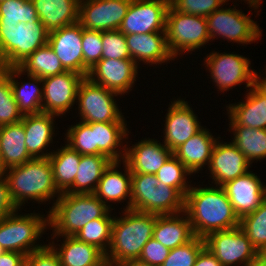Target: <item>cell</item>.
<instances>
[{
  "label": "cell",
  "instance_id": "9",
  "mask_svg": "<svg viewBox=\"0 0 266 266\" xmlns=\"http://www.w3.org/2000/svg\"><path fill=\"white\" fill-rule=\"evenodd\" d=\"M233 7H221L206 17L211 42L223 38L227 42L242 44L243 46L260 40L262 30L250 15Z\"/></svg>",
  "mask_w": 266,
  "mask_h": 266
},
{
  "label": "cell",
  "instance_id": "24",
  "mask_svg": "<svg viewBox=\"0 0 266 266\" xmlns=\"http://www.w3.org/2000/svg\"><path fill=\"white\" fill-rule=\"evenodd\" d=\"M244 99L227 104L228 126L266 129V96L253 85L247 89Z\"/></svg>",
  "mask_w": 266,
  "mask_h": 266
},
{
  "label": "cell",
  "instance_id": "1",
  "mask_svg": "<svg viewBox=\"0 0 266 266\" xmlns=\"http://www.w3.org/2000/svg\"><path fill=\"white\" fill-rule=\"evenodd\" d=\"M211 186H207V185ZM193 185L185 196V212L195 236L205 238L215 231L239 227L240 219L224 189L210 183Z\"/></svg>",
  "mask_w": 266,
  "mask_h": 266
},
{
  "label": "cell",
  "instance_id": "51",
  "mask_svg": "<svg viewBox=\"0 0 266 266\" xmlns=\"http://www.w3.org/2000/svg\"><path fill=\"white\" fill-rule=\"evenodd\" d=\"M26 255L13 251H4L0 255V266H25Z\"/></svg>",
  "mask_w": 266,
  "mask_h": 266
},
{
  "label": "cell",
  "instance_id": "58",
  "mask_svg": "<svg viewBox=\"0 0 266 266\" xmlns=\"http://www.w3.org/2000/svg\"><path fill=\"white\" fill-rule=\"evenodd\" d=\"M4 252L3 248L0 246V255Z\"/></svg>",
  "mask_w": 266,
  "mask_h": 266
},
{
  "label": "cell",
  "instance_id": "55",
  "mask_svg": "<svg viewBox=\"0 0 266 266\" xmlns=\"http://www.w3.org/2000/svg\"><path fill=\"white\" fill-rule=\"evenodd\" d=\"M119 266H153V265H150L149 263L143 262L139 259H133L125 261Z\"/></svg>",
  "mask_w": 266,
  "mask_h": 266
},
{
  "label": "cell",
  "instance_id": "13",
  "mask_svg": "<svg viewBox=\"0 0 266 266\" xmlns=\"http://www.w3.org/2000/svg\"><path fill=\"white\" fill-rule=\"evenodd\" d=\"M84 76L74 71L48 76L42 79V112L65 116L73 108L77 91Z\"/></svg>",
  "mask_w": 266,
  "mask_h": 266
},
{
  "label": "cell",
  "instance_id": "7",
  "mask_svg": "<svg viewBox=\"0 0 266 266\" xmlns=\"http://www.w3.org/2000/svg\"><path fill=\"white\" fill-rule=\"evenodd\" d=\"M165 33L168 49L175 59L211 42L206 17L181 13L171 5L166 14Z\"/></svg>",
  "mask_w": 266,
  "mask_h": 266
},
{
  "label": "cell",
  "instance_id": "37",
  "mask_svg": "<svg viewBox=\"0 0 266 266\" xmlns=\"http://www.w3.org/2000/svg\"><path fill=\"white\" fill-rule=\"evenodd\" d=\"M158 183L155 174L131 173V209L152 214V193Z\"/></svg>",
  "mask_w": 266,
  "mask_h": 266
},
{
  "label": "cell",
  "instance_id": "31",
  "mask_svg": "<svg viewBox=\"0 0 266 266\" xmlns=\"http://www.w3.org/2000/svg\"><path fill=\"white\" fill-rule=\"evenodd\" d=\"M39 20L50 32L79 21L80 0H31Z\"/></svg>",
  "mask_w": 266,
  "mask_h": 266
},
{
  "label": "cell",
  "instance_id": "20",
  "mask_svg": "<svg viewBox=\"0 0 266 266\" xmlns=\"http://www.w3.org/2000/svg\"><path fill=\"white\" fill-rule=\"evenodd\" d=\"M48 44L67 71L83 75L82 26L79 22L50 31Z\"/></svg>",
  "mask_w": 266,
  "mask_h": 266
},
{
  "label": "cell",
  "instance_id": "32",
  "mask_svg": "<svg viewBox=\"0 0 266 266\" xmlns=\"http://www.w3.org/2000/svg\"><path fill=\"white\" fill-rule=\"evenodd\" d=\"M111 162L105 155H81L74 183L65 193L94 194L99 180Z\"/></svg>",
  "mask_w": 266,
  "mask_h": 266
},
{
  "label": "cell",
  "instance_id": "54",
  "mask_svg": "<svg viewBox=\"0 0 266 266\" xmlns=\"http://www.w3.org/2000/svg\"><path fill=\"white\" fill-rule=\"evenodd\" d=\"M229 1H231V0H228V2ZM236 1H238L239 2V0H236ZM242 1V0H241ZM246 4H249L248 5V7L250 8V9H252V10H250V12L251 11H253L254 10V12H256L257 14L256 15H259L260 16V14H259V12H260V10H259V7L261 6V3H263L261 0H243ZM258 9V10H257ZM256 10V11H255Z\"/></svg>",
  "mask_w": 266,
  "mask_h": 266
},
{
  "label": "cell",
  "instance_id": "21",
  "mask_svg": "<svg viewBox=\"0 0 266 266\" xmlns=\"http://www.w3.org/2000/svg\"><path fill=\"white\" fill-rule=\"evenodd\" d=\"M121 164L124 166V173L120 171ZM94 194L110 210H115L111 203L116 204V202L123 203L125 201L127 205L124 206L123 210L131 209V171L123 160L110 163L99 180Z\"/></svg>",
  "mask_w": 266,
  "mask_h": 266
},
{
  "label": "cell",
  "instance_id": "26",
  "mask_svg": "<svg viewBox=\"0 0 266 266\" xmlns=\"http://www.w3.org/2000/svg\"><path fill=\"white\" fill-rule=\"evenodd\" d=\"M0 70L10 79L14 99L22 115L42 112V78L25 74L18 66H9ZM22 75H27L25 78L29 81L20 83L18 79H21Z\"/></svg>",
  "mask_w": 266,
  "mask_h": 266
},
{
  "label": "cell",
  "instance_id": "44",
  "mask_svg": "<svg viewBox=\"0 0 266 266\" xmlns=\"http://www.w3.org/2000/svg\"><path fill=\"white\" fill-rule=\"evenodd\" d=\"M82 49L83 76L87 77L89 70L102 59V32L82 27Z\"/></svg>",
  "mask_w": 266,
  "mask_h": 266
},
{
  "label": "cell",
  "instance_id": "19",
  "mask_svg": "<svg viewBox=\"0 0 266 266\" xmlns=\"http://www.w3.org/2000/svg\"><path fill=\"white\" fill-rule=\"evenodd\" d=\"M131 145L126 143L123 159L131 173L156 174L173 154L163 142L155 138H144Z\"/></svg>",
  "mask_w": 266,
  "mask_h": 266
},
{
  "label": "cell",
  "instance_id": "43",
  "mask_svg": "<svg viewBox=\"0 0 266 266\" xmlns=\"http://www.w3.org/2000/svg\"><path fill=\"white\" fill-rule=\"evenodd\" d=\"M23 118L14 99L10 79L0 70V127L20 122Z\"/></svg>",
  "mask_w": 266,
  "mask_h": 266
},
{
  "label": "cell",
  "instance_id": "3",
  "mask_svg": "<svg viewBox=\"0 0 266 266\" xmlns=\"http://www.w3.org/2000/svg\"><path fill=\"white\" fill-rule=\"evenodd\" d=\"M121 210L112 223L111 243L105 254L107 266L139 259L144 245L153 237L157 214ZM122 215V216H121Z\"/></svg>",
  "mask_w": 266,
  "mask_h": 266
},
{
  "label": "cell",
  "instance_id": "45",
  "mask_svg": "<svg viewBox=\"0 0 266 266\" xmlns=\"http://www.w3.org/2000/svg\"><path fill=\"white\" fill-rule=\"evenodd\" d=\"M204 247V238L195 236L186 244L170 249L162 266H194L197 255Z\"/></svg>",
  "mask_w": 266,
  "mask_h": 266
},
{
  "label": "cell",
  "instance_id": "30",
  "mask_svg": "<svg viewBox=\"0 0 266 266\" xmlns=\"http://www.w3.org/2000/svg\"><path fill=\"white\" fill-rule=\"evenodd\" d=\"M23 123L17 122L0 127V171L21 165L33 157L25 144Z\"/></svg>",
  "mask_w": 266,
  "mask_h": 266
},
{
  "label": "cell",
  "instance_id": "38",
  "mask_svg": "<svg viewBox=\"0 0 266 266\" xmlns=\"http://www.w3.org/2000/svg\"><path fill=\"white\" fill-rule=\"evenodd\" d=\"M155 176L159 182L176 188L185 197L192 186L188 176L194 175L172 154Z\"/></svg>",
  "mask_w": 266,
  "mask_h": 266
},
{
  "label": "cell",
  "instance_id": "46",
  "mask_svg": "<svg viewBox=\"0 0 266 266\" xmlns=\"http://www.w3.org/2000/svg\"><path fill=\"white\" fill-rule=\"evenodd\" d=\"M102 59H131L125 34L119 30L102 32Z\"/></svg>",
  "mask_w": 266,
  "mask_h": 266
},
{
  "label": "cell",
  "instance_id": "36",
  "mask_svg": "<svg viewBox=\"0 0 266 266\" xmlns=\"http://www.w3.org/2000/svg\"><path fill=\"white\" fill-rule=\"evenodd\" d=\"M110 210L103 218L94 219L82 227L74 236L85 243L92 244L105 254L111 243L112 223L115 213Z\"/></svg>",
  "mask_w": 266,
  "mask_h": 266
},
{
  "label": "cell",
  "instance_id": "5",
  "mask_svg": "<svg viewBox=\"0 0 266 266\" xmlns=\"http://www.w3.org/2000/svg\"><path fill=\"white\" fill-rule=\"evenodd\" d=\"M17 209L0 220V246L4 251L28 255L40 250L46 244H39L41 237L49 230L48 213L20 214ZM38 242V243H37Z\"/></svg>",
  "mask_w": 266,
  "mask_h": 266
},
{
  "label": "cell",
  "instance_id": "6",
  "mask_svg": "<svg viewBox=\"0 0 266 266\" xmlns=\"http://www.w3.org/2000/svg\"><path fill=\"white\" fill-rule=\"evenodd\" d=\"M49 31L38 19L35 23L0 25V69L18 66L38 48L48 43Z\"/></svg>",
  "mask_w": 266,
  "mask_h": 266
},
{
  "label": "cell",
  "instance_id": "22",
  "mask_svg": "<svg viewBox=\"0 0 266 266\" xmlns=\"http://www.w3.org/2000/svg\"><path fill=\"white\" fill-rule=\"evenodd\" d=\"M131 59L140 66L157 64L160 66L175 61L171 55L165 32L125 35ZM141 62V63H140Z\"/></svg>",
  "mask_w": 266,
  "mask_h": 266
},
{
  "label": "cell",
  "instance_id": "29",
  "mask_svg": "<svg viewBox=\"0 0 266 266\" xmlns=\"http://www.w3.org/2000/svg\"><path fill=\"white\" fill-rule=\"evenodd\" d=\"M195 237L185 211L177 214L158 215L153 229V238L163 246L174 249Z\"/></svg>",
  "mask_w": 266,
  "mask_h": 266
},
{
  "label": "cell",
  "instance_id": "2",
  "mask_svg": "<svg viewBox=\"0 0 266 266\" xmlns=\"http://www.w3.org/2000/svg\"><path fill=\"white\" fill-rule=\"evenodd\" d=\"M3 174L17 209L22 210V206H25L28 200L38 204L49 202L48 204L54 205L61 196L54 183L49 158H33L21 165L5 169Z\"/></svg>",
  "mask_w": 266,
  "mask_h": 266
},
{
  "label": "cell",
  "instance_id": "33",
  "mask_svg": "<svg viewBox=\"0 0 266 266\" xmlns=\"http://www.w3.org/2000/svg\"><path fill=\"white\" fill-rule=\"evenodd\" d=\"M53 169V179L60 193H65L74 183L81 154L68 144L53 150L48 157Z\"/></svg>",
  "mask_w": 266,
  "mask_h": 266
},
{
  "label": "cell",
  "instance_id": "35",
  "mask_svg": "<svg viewBox=\"0 0 266 266\" xmlns=\"http://www.w3.org/2000/svg\"><path fill=\"white\" fill-rule=\"evenodd\" d=\"M18 67L25 74L34 75L42 79L67 71L48 43L35 50Z\"/></svg>",
  "mask_w": 266,
  "mask_h": 266
},
{
  "label": "cell",
  "instance_id": "47",
  "mask_svg": "<svg viewBox=\"0 0 266 266\" xmlns=\"http://www.w3.org/2000/svg\"><path fill=\"white\" fill-rule=\"evenodd\" d=\"M226 2L228 0H170V5L181 13L208 17L225 4L227 6Z\"/></svg>",
  "mask_w": 266,
  "mask_h": 266
},
{
  "label": "cell",
  "instance_id": "57",
  "mask_svg": "<svg viewBox=\"0 0 266 266\" xmlns=\"http://www.w3.org/2000/svg\"><path fill=\"white\" fill-rule=\"evenodd\" d=\"M259 256L265 261L266 263V249L259 252Z\"/></svg>",
  "mask_w": 266,
  "mask_h": 266
},
{
  "label": "cell",
  "instance_id": "41",
  "mask_svg": "<svg viewBox=\"0 0 266 266\" xmlns=\"http://www.w3.org/2000/svg\"><path fill=\"white\" fill-rule=\"evenodd\" d=\"M239 227L258 252L266 249V200L255 211L242 217Z\"/></svg>",
  "mask_w": 266,
  "mask_h": 266
},
{
  "label": "cell",
  "instance_id": "34",
  "mask_svg": "<svg viewBox=\"0 0 266 266\" xmlns=\"http://www.w3.org/2000/svg\"><path fill=\"white\" fill-rule=\"evenodd\" d=\"M233 132L231 140L252 164L260 160H266V129H252L245 126H229L227 129Z\"/></svg>",
  "mask_w": 266,
  "mask_h": 266
},
{
  "label": "cell",
  "instance_id": "17",
  "mask_svg": "<svg viewBox=\"0 0 266 266\" xmlns=\"http://www.w3.org/2000/svg\"><path fill=\"white\" fill-rule=\"evenodd\" d=\"M251 163L231 141L223 142L219 138L213 148L208 167L215 186H222L228 181L244 175L251 168Z\"/></svg>",
  "mask_w": 266,
  "mask_h": 266
},
{
  "label": "cell",
  "instance_id": "10",
  "mask_svg": "<svg viewBox=\"0 0 266 266\" xmlns=\"http://www.w3.org/2000/svg\"><path fill=\"white\" fill-rule=\"evenodd\" d=\"M204 63V64H203ZM202 65H206V71L210 74L208 78L215 85L217 91L224 92L233 89L236 85L245 83V89L251 88L255 81L256 70L251 67L249 57L234 52L213 51L206 55ZM252 68V69H251Z\"/></svg>",
  "mask_w": 266,
  "mask_h": 266
},
{
  "label": "cell",
  "instance_id": "48",
  "mask_svg": "<svg viewBox=\"0 0 266 266\" xmlns=\"http://www.w3.org/2000/svg\"><path fill=\"white\" fill-rule=\"evenodd\" d=\"M170 249L163 246L153 237L144 245L139 260L153 266H162L167 259Z\"/></svg>",
  "mask_w": 266,
  "mask_h": 266
},
{
  "label": "cell",
  "instance_id": "39",
  "mask_svg": "<svg viewBox=\"0 0 266 266\" xmlns=\"http://www.w3.org/2000/svg\"><path fill=\"white\" fill-rule=\"evenodd\" d=\"M38 19L31 0H6L0 2V25L33 24Z\"/></svg>",
  "mask_w": 266,
  "mask_h": 266
},
{
  "label": "cell",
  "instance_id": "49",
  "mask_svg": "<svg viewBox=\"0 0 266 266\" xmlns=\"http://www.w3.org/2000/svg\"><path fill=\"white\" fill-rule=\"evenodd\" d=\"M25 266H61V263L57 253L49 244H46L40 250L26 256Z\"/></svg>",
  "mask_w": 266,
  "mask_h": 266
},
{
  "label": "cell",
  "instance_id": "12",
  "mask_svg": "<svg viewBox=\"0 0 266 266\" xmlns=\"http://www.w3.org/2000/svg\"><path fill=\"white\" fill-rule=\"evenodd\" d=\"M170 0H132L119 27L123 34L165 32Z\"/></svg>",
  "mask_w": 266,
  "mask_h": 266
},
{
  "label": "cell",
  "instance_id": "27",
  "mask_svg": "<svg viewBox=\"0 0 266 266\" xmlns=\"http://www.w3.org/2000/svg\"><path fill=\"white\" fill-rule=\"evenodd\" d=\"M209 129L203 127L173 151V155L192 173L203 171L209 167L213 148L221 137H215Z\"/></svg>",
  "mask_w": 266,
  "mask_h": 266
},
{
  "label": "cell",
  "instance_id": "16",
  "mask_svg": "<svg viewBox=\"0 0 266 266\" xmlns=\"http://www.w3.org/2000/svg\"><path fill=\"white\" fill-rule=\"evenodd\" d=\"M139 67L132 59H101L89 70L88 78L119 95H127L138 80Z\"/></svg>",
  "mask_w": 266,
  "mask_h": 266
},
{
  "label": "cell",
  "instance_id": "11",
  "mask_svg": "<svg viewBox=\"0 0 266 266\" xmlns=\"http://www.w3.org/2000/svg\"><path fill=\"white\" fill-rule=\"evenodd\" d=\"M204 241L206 249L222 266H249L259 256L240 227L212 232Z\"/></svg>",
  "mask_w": 266,
  "mask_h": 266
},
{
  "label": "cell",
  "instance_id": "18",
  "mask_svg": "<svg viewBox=\"0 0 266 266\" xmlns=\"http://www.w3.org/2000/svg\"><path fill=\"white\" fill-rule=\"evenodd\" d=\"M221 187L239 219L255 211L265 200L266 184L251 170Z\"/></svg>",
  "mask_w": 266,
  "mask_h": 266
},
{
  "label": "cell",
  "instance_id": "15",
  "mask_svg": "<svg viewBox=\"0 0 266 266\" xmlns=\"http://www.w3.org/2000/svg\"><path fill=\"white\" fill-rule=\"evenodd\" d=\"M132 0H80L79 23L88 30H118Z\"/></svg>",
  "mask_w": 266,
  "mask_h": 266
},
{
  "label": "cell",
  "instance_id": "8",
  "mask_svg": "<svg viewBox=\"0 0 266 266\" xmlns=\"http://www.w3.org/2000/svg\"><path fill=\"white\" fill-rule=\"evenodd\" d=\"M120 96L84 77L80 82L76 99L80 121L85 123L127 122L124 113L116 103Z\"/></svg>",
  "mask_w": 266,
  "mask_h": 266
},
{
  "label": "cell",
  "instance_id": "25",
  "mask_svg": "<svg viewBox=\"0 0 266 266\" xmlns=\"http://www.w3.org/2000/svg\"><path fill=\"white\" fill-rule=\"evenodd\" d=\"M50 239L48 244L59 256L61 266H107L105 253L92 244L80 241L75 236H51ZM54 239L61 244L55 243Z\"/></svg>",
  "mask_w": 266,
  "mask_h": 266
},
{
  "label": "cell",
  "instance_id": "53",
  "mask_svg": "<svg viewBox=\"0 0 266 266\" xmlns=\"http://www.w3.org/2000/svg\"><path fill=\"white\" fill-rule=\"evenodd\" d=\"M266 70V67H265ZM260 73L255 72V81L254 85L266 96V71L264 78L259 75Z\"/></svg>",
  "mask_w": 266,
  "mask_h": 266
},
{
  "label": "cell",
  "instance_id": "52",
  "mask_svg": "<svg viewBox=\"0 0 266 266\" xmlns=\"http://www.w3.org/2000/svg\"><path fill=\"white\" fill-rule=\"evenodd\" d=\"M194 266H222V264L204 247L197 255Z\"/></svg>",
  "mask_w": 266,
  "mask_h": 266
},
{
  "label": "cell",
  "instance_id": "4",
  "mask_svg": "<svg viewBox=\"0 0 266 266\" xmlns=\"http://www.w3.org/2000/svg\"><path fill=\"white\" fill-rule=\"evenodd\" d=\"M110 209L95 194L61 193L48 212L51 236H74L88 222L103 218Z\"/></svg>",
  "mask_w": 266,
  "mask_h": 266
},
{
  "label": "cell",
  "instance_id": "28",
  "mask_svg": "<svg viewBox=\"0 0 266 266\" xmlns=\"http://www.w3.org/2000/svg\"><path fill=\"white\" fill-rule=\"evenodd\" d=\"M95 155H105L112 161H122L128 144L129 129L126 122H93ZM124 141V142H123Z\"/></svg>",
  "mask_w": 266,
  "mask_h": 266
},
{
  "label": "cell",
  "instance_id": "23",
  "mask_svg": "<svg viewBox=\"0 0 266 266\" xmlns=\"http://www.w3.org/2000/svg\"><path fill=\"white\" fill-rule=\"evenodd\" d=\"M56 117L59 116L46 112L23 115L21 122L26 135L25 144L33 158H48L52 154L53 151H49L48 147L53 144L56 135Z\"/></svg>",
  "mask_w": 266,
  "mask_h": 266
},
{
  "label": "cell",
  "instance_id": "40",
  "mask_svg": "<svg viewBox=\"0 0 266 266\" xmlns=\"http://www.w3.org/2000/svg\"><path fill=\"white\" fill-rule=\"evenodd\" d=\"M185 210V197L173 187L159 182L152 193V214H177Z\"/></svg>",
  "mask_w": 266,
  "mask_h": 266
},
{
  "label": "cell",
  "instance_id": "14",
  "mask_svg": "<svg viewBox=\"0 0 266 266\" xmlns=\"http://www.w3.org/2000/svg\"><path fill=\"white\" fill-rule=\"evenodd\" d=\"M191 104L185 98H177L169 103L164 115L162 142L173 152L181 144L198 133L203 127Z\"/></svg>",
  "mask_w": 266,
  "mask_h": 266
},
{
  "label": "cell",
  "instance_id": "42",
  "mask_svg": "<svg viewBox=\"0 0 266 266\" xmlns=\"http://www.w3.org/2000/svg\"><path fill=\"white\" fill-rule=\"evenodd\" d=\"M68 126L64 143L81 155H95V138L94 131H92V123L79 121L76 124L74 123V125Z\"/></svg>",
  "mask_w": 266,
  "mask_h": 266
},
{
  "label": "cell",
  "instance_id": "56",
  "mask_svg": "<svg viewBox=\"0 0 266 266\" xmlns=\"http://www.w3.org/2000/svg\"><path fill=\"white\" fill-rule=\"evenodd\" d=\"M249 266H266V263L260 256H258Z\"/></svg>",
  "mask_w": 266,
  "mask_h": 266
},
{
  "label": "cell",
  "instance_id": "50",
  "mask_svg": "<svg viewBox=\"0 0 266 266\" xmlns=\"http://www.w3.org/2000/svg\"><path fill=\"white\" fill-rule=\"evenodd\" d=\"M17 210L10 196L8 183L3 172L0 171V220Z\"/></svg>",
  "mask_w": 266,
  "mask_h": 266
}]
</instances>
